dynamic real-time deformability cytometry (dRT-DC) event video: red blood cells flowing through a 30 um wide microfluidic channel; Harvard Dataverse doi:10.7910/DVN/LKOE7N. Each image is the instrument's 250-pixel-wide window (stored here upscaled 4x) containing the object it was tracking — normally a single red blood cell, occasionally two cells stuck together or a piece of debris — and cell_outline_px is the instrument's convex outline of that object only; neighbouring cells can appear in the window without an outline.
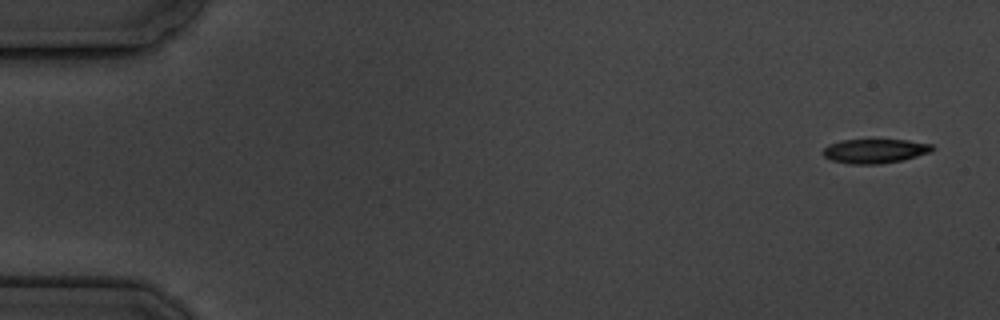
{"species": "common noctule bat (a hibernating species)", "species_latin": "Nyctalus noctula", "temperature_condition": "cold", "stored_images_in_passage": 5, "camera_frame_rate_fps": 3000, "um_per_image_px": 0.085, "animal": {"sex": "male", "body_mass_g": 19.5, "forearm_length_mm": 54.6}, "frame": {"image": 1, "passage_image": 1, "time_ms": 0.0, "image_size_px": [1000, 320], "cell_outline_px": [[936, 148], [932, 152], [904, 160], [880, 164], [848, 164], [832, 160], [824, 156], [824, 148], [828, 144], [840, 140], [908, 140], [932, 144]], "centroid_in_image_um": [74.41, 12.84], "position_along_channel_um": 10.6, "area_um2": 15.61}}
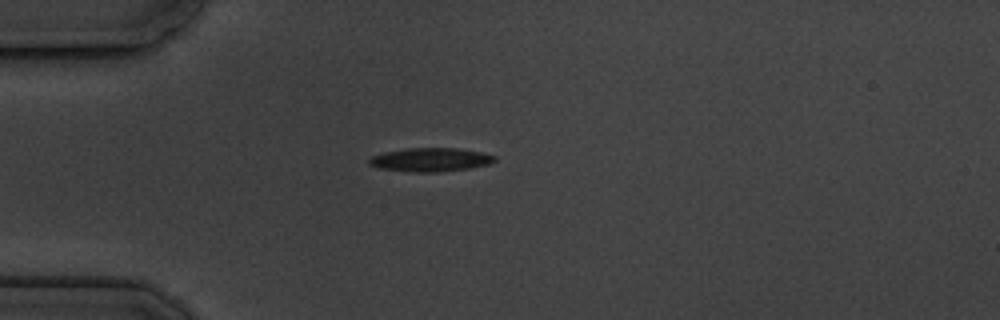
{"frame": {"image": 2, "passage_image": 5, "time_ms": 4.333, "image_size_px": [1000, 320], "cell_outline_px": [[496, 160], [488, 164], [468, 168], [440, 172], [412, 172], [380, 168], [368, 164], [368, 160], [372, 156], [384, 152], [408, 148], [456, 148], [480, 152], [496, 156]], "centroid_in_image_um": [36.57, 13.57], "position_along_channel_um": 48.4, "area_um2": 17.17}}